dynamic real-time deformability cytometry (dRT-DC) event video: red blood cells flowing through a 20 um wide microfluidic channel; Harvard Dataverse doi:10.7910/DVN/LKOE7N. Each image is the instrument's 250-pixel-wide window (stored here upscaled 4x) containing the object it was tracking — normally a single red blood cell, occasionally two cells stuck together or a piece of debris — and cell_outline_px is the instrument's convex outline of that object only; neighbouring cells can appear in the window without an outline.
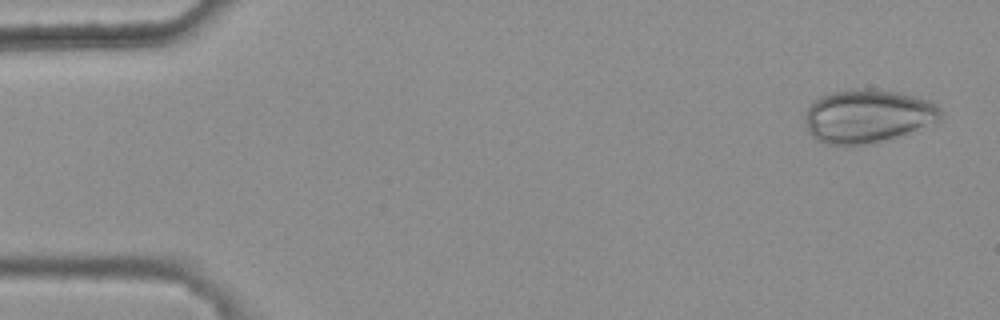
{"species": "common noctule bat (a hibernating species)", "species_latin": "Nyctalus noctula", "temperature_condition": "warm", "stored_images_in_passage": 5, "camera_frame_rate_fps": 3000, "um_per_image_px": 0.085, "animal": {"sex": "female", "body_mass_g": 25.1}, "frame": {"image": 1, "passage_image": 1, "time_ms": 0.0, "image_size_px": [1000, 320], "cell_outline_px": [[940, 120], [880, 144], [844, 148], [824, 144], [816, 140], [808, 132], [804, 120], [804, 112], [820, 96], [832, 92], [852, 88], [876, 88], [900, 92], [932, 100], [940, 108]], "centroid_in_image_um": [73.72, 9.91], "position_along_channel_um": 11.3, "area_um2": 43.75}}